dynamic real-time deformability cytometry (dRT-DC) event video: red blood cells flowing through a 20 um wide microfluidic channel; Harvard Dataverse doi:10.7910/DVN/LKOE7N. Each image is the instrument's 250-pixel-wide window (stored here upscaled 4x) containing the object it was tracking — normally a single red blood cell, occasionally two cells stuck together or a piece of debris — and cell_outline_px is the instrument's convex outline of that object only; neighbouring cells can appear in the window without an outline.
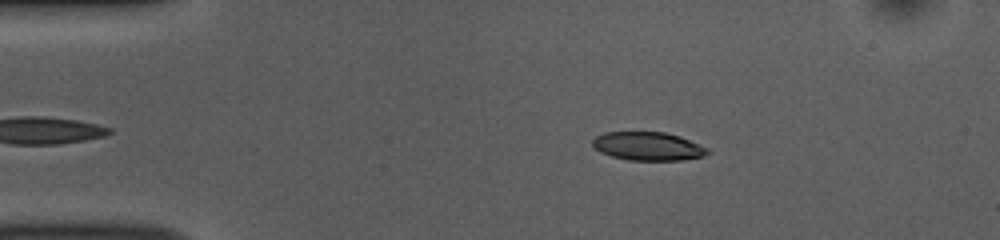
{"species": "common noctule bat (a hibernating species)", "species_latin": "Nyctalus noctula", "temperature_condition": "room temperature", "stored_images_in_passage": 41, "camera_frame_rate_fps": 3000, "um_per_image_px": 0.085, "animal": {"sex": "female", "body_mass_g": 10.0, "forearm_length_mm": 53.1}, "frame": {"image": 1, "passage_image": 5, "time_ms": 1.333, "image_size_px": [1000, 240], "cell_outline_px": [[708, 152], [704, 156], [680, 160], [628, 160], [612, 156], [600, 152], [592, 144], [592, 140], [596, 136], [604, 132], [664, 132], [680, 136], [708, 148]], "centroid_in_image_um": [55.06, 12.42], "position_along_channel_um": 29.9, "area_um2": 18.96}}
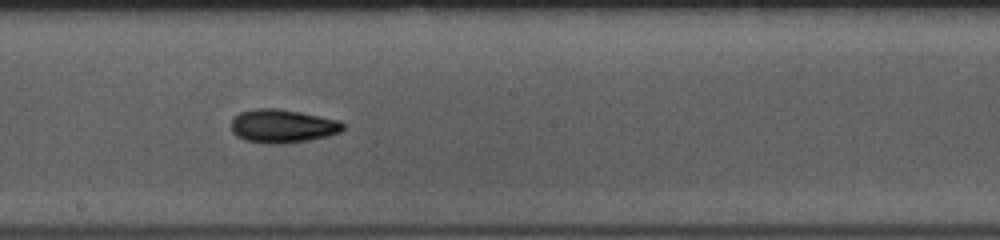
{"frame": {"image": 2, "passage_image": 24, "time_ms": 7.667, "image_size_px": [1000, 240], "cell_outline_px": [[344, 128], [340, 132], [328, 136], [308, 140], [284, 144], [268, 144], [244, 140], [236, 136], [232, 132], [232, 120], [240, 112], [256, 108], [276, 108], [300, 112], [340, 120], [344, 124]], "centroid_in_image_um": [24.02, 10.72], "position_along_channel_um": 224.2, "area_um2": 21.91}}
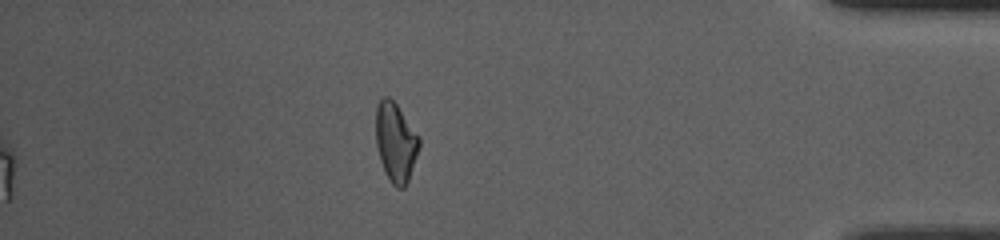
{"frame": {"image": 3, "passage_image": 41, "time_ms": 13.333, "image_size_px": [1000, 240], "cell_outline_px": [[420, 144], [408, 180], [404, 188], [396, 188], [392, 184], [384, 172], [380, 160], [376, 144], [376, 108], [380, 100], [384, 96], [388, 96], [396, 104], [420, 136]], "centroid_in_image_um": [33.62, 12.09], "position_along_channel_um": 401.6, "area_um2": 19.88}, "authors_computed_cell_mechanics": {"area_um2": 20.1144, "velocity_mm_per_s": 3.8457, "shape_relaxation_time_tau1_ms": 2.0906, "shape_relaxation_time_tau2_ms": 6.1477, "deformation_change_tau1": 0.1312, "deformation_change_tau2": 0.1382}}